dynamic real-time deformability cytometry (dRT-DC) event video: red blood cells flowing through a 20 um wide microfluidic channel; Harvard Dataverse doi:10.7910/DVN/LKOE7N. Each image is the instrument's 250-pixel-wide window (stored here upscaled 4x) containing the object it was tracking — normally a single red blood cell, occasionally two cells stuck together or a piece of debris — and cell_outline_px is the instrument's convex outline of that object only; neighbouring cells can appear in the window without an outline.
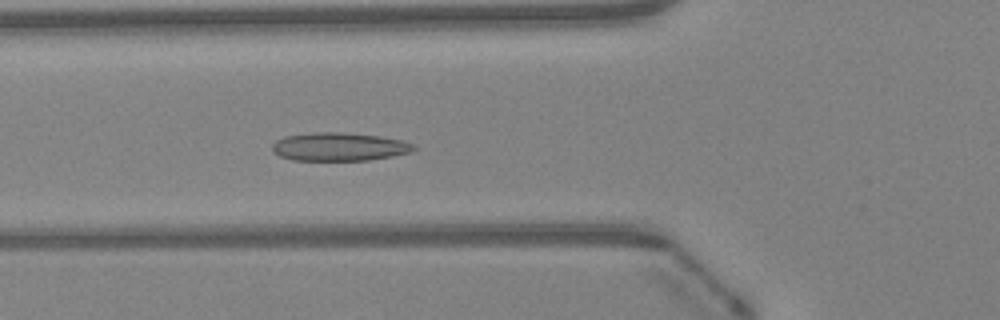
{"species": "Egyptian fruit bat (a non-hibernating species)", "species_latin": "Rousettus aegyptiacus", "temperature_condition": "warm", "stored_images_in_passage": 48, "camera_frame_rate_fps": 3000, "um_per_image_px": 0.085, "animal": {"sex": "female"}, "frame": {"image": 1, "passage_image": 18, "time_ms": 5.667, "image_size_px": [1000, 320], "cell_outline_px": [[416, 148], [412, 152], [392, 156], [368, 160], [292, 160], [280, 156], [272, 152], [272, 144], [276, 140], [284, 136], [316, 132], [340, 132], [380, 136], [404, 140], [412, 144]], "centroid_in_image_um": [28.82, 12.47], "position_along_channel_um": 97.0, "area_um2": 23.41}}
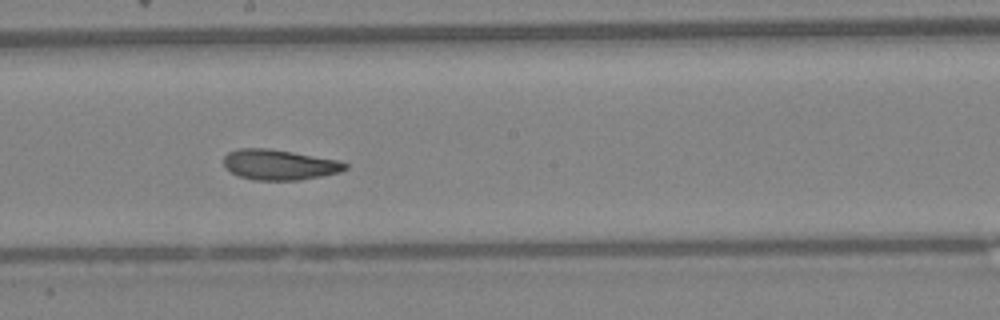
{"frame": {"image": 2, "passage_image": 27, "time_ms": 8.667, "image_size_px": [1000, 320], "cell_outline_px": [[348, 168], [340, 172], [300, 180], [256, 180], [240, 176], [232, 172], [224, 164], [224, 156], [228, 152], [240, 148], [268, 148], [340, 160], [348, 164]], "centroid_in_image_um": [23.78, 13.99], "position_along_channel_um": 224.4, "area_um2": 21.39}}
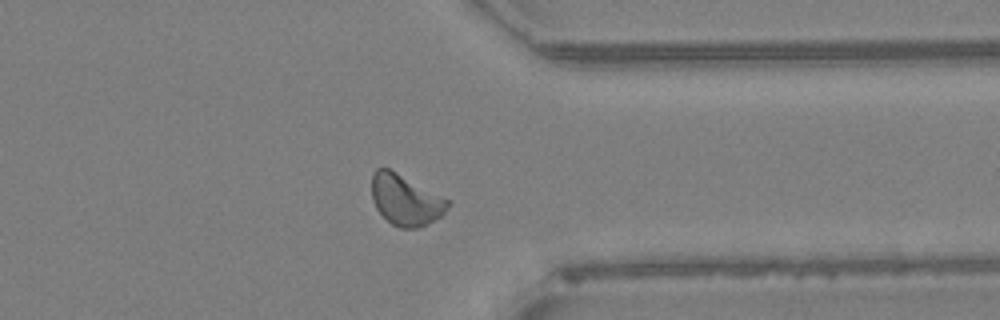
{"frame": {"image": 3, "passage_image": 38, "time_ms": 12.333, "image_size_px": [1000, 320], "cell_outline_px": [[452, 200], [444, 212], [440, 216], [420, 228], [400, 228], [392, 224], [376, 208], [372, 200], [372, 172], [376, 168], [388, 168]], "centroid_in_image_um": [34.48, 16.99], "position_along_channel_um": 376.9, "area_um2": 22.48}, "authors_computed_cell_mechanics": {"area_um2": 22.3686, "velocity_mm_per_s": 4.2632, "shape_relaxation_time_tau1_ms": 7.9883, "shape_relaxation_time_tau2_ms": 2.4635, "deformation_change_tau1": 0.1516, "deformation_change_tau2": 0.0724}}